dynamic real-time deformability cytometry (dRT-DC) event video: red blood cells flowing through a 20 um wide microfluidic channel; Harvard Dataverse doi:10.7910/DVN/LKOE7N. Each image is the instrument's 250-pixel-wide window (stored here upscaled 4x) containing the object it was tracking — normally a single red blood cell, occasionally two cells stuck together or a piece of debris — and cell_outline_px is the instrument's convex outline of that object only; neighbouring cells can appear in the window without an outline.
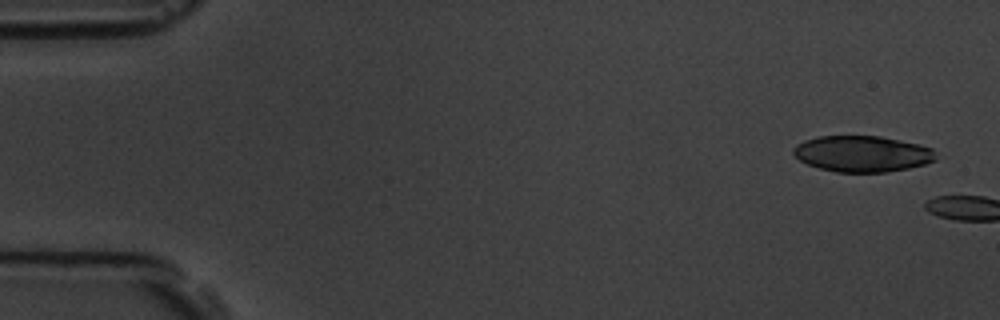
{"species": "common noctule bat (a hibernating species)", "species_latin": "Nyctalus noctula", "temperature_condition": "room temperature", "stored_images_in_passage": 2, "camera_frame_rate_fps": 3000, "um_per_image_px": 0.085, "animal": {"sex": "male", "body_mass_g": 19.5, "forearm_length_mm": 54.6}, "frame": {"image": 1, "passage_image": 1, "time_ms": 0.0, "image_size_px": [1000, 320], "cell_outline_px": [[936, 160], [924, 164], [908, 168], [884, 172], [836, 172], [820, 168], [808, 164], [800, 160], [792, 152], [792, 148], [796, 144], [804, 140], [816, 136], [880, 136], [920, 144], [932, 148]], "centroid_in_image_um": [73.27, 13.06], "position_along_channel_um": 11.7, "area_um2": 29.94}}